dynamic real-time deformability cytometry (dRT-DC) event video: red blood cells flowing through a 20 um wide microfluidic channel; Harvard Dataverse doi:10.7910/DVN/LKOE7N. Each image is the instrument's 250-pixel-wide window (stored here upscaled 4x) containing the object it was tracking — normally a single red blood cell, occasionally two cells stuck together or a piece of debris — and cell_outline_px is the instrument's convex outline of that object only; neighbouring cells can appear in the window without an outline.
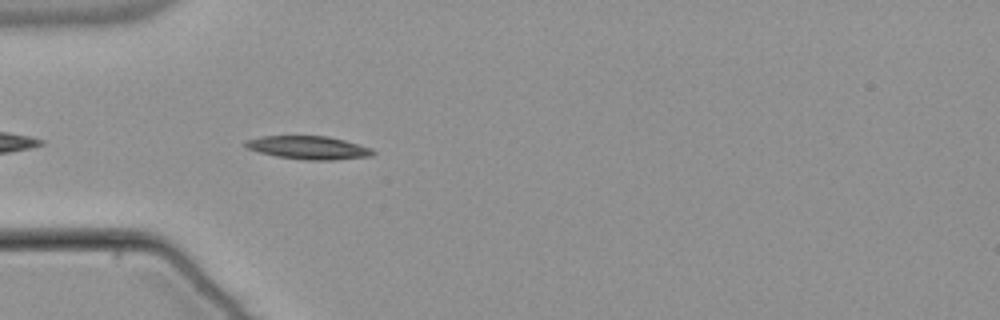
{"species": "common noctule bat (a hibernating species)", "species_latin": "Nyctalus noctula", "temperature_condition": "warm", "stored_images_in_passage": 9, "camera_frame_rate_fps": 3000, "um_per_image_px": 0.085, "animal": {"sex": "male", "body_mass_g": 21.5, "forearm_length_mm": 52.0}, "frame": {"image": 1, "passage_image": 2, "time_ms": 0.333, "image_size_px": [1000, 320], "cell_outline_px": [[376, 152], [372, 156], [332, 160], [304, 160], [276, 156], [260, 152], [248, 148], [244, 144], [244, 140], [260, 136], [328, 136], [344, 140], [372, 148]], "centroid_in_image_um": [26.23, 12.55], "position_along_channel_um": 58.8, "area_um2": 17.28}}